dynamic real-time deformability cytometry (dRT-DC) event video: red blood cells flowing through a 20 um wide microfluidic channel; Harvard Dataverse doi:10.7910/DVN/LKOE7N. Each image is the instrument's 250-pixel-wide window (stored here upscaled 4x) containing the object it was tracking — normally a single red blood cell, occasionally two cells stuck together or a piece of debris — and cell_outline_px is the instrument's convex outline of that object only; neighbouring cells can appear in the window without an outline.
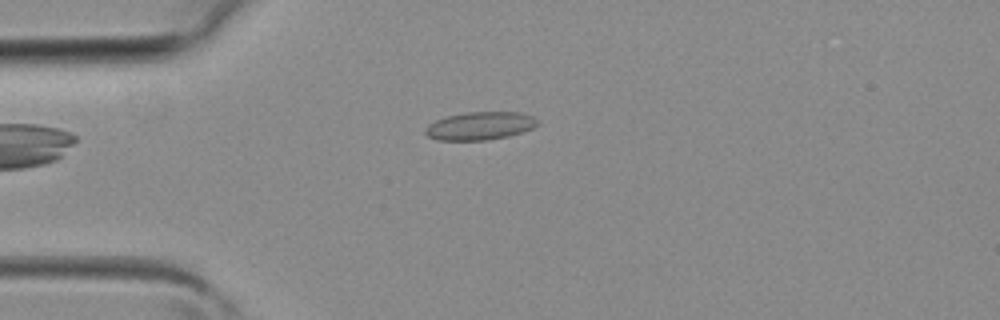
{"species": "common noctule bat (a hibernating species)", "species_latin": "Nyctalus noctula", "temperature_condition": "room temperature", "stored_images_in_passage": 1, "camera_frame_rate_fps": 3000, "um_per_image_px": 0.085, "animal": {"sex": "female", "body_mass_g": 19.3, "forearm_length_mm": 54.1}, "frame": {"image": 1, "passage_image": 1, "time_ms": 0.0, "image_size_px": [1000, 320], "cell_outline_px": [[540, 124], [532, 128], [508, 136], [488, 140], [436, 140], [428, 136], [424, 132], [424, 128], [428, 124], [436, 120], [448, 116], [464, 112], [520, 112], [532, 116], [540, 120]], "centroid_in_image_um": [40.8, 10.69], "position_along_channel_um": 44.2, "area_um2": 18.44}}